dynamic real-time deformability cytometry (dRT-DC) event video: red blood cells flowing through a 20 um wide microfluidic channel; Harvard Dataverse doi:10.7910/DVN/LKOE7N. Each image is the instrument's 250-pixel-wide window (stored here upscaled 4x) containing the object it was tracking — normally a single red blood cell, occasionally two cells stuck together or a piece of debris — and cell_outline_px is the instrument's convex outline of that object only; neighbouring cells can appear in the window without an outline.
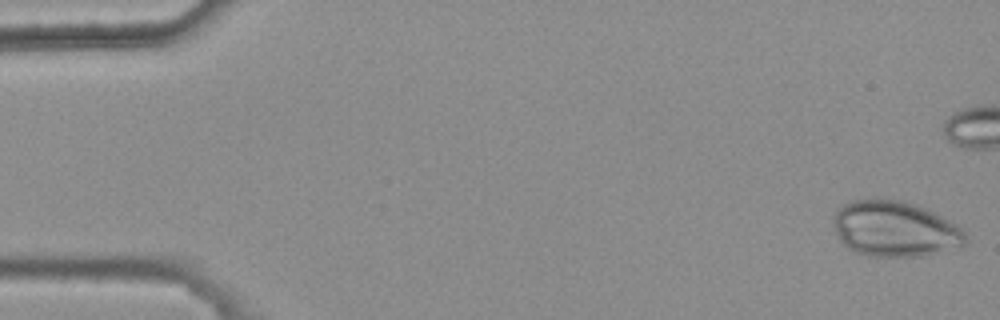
{"species": "common noctule bat (a hibernating species)", "species_latin": "Nyctalus noctula", "temperature_condition": "warm", "stored_images_in_passage": 4, "camera_frame_rate_fps": 3000, "um_per_image_px": 0.085, "animal": {"sex": "female", "body_mass_g": 25.1}, "frame": {"image": 1, "passage_image": 1, "time_ms": 0.0, "image_size_px": [1000, 320], "cell_outline_px": [[968, 240], [964, 244], [924, 256], [868, 256], [852, 252], [840, 240], [832, 224], [832, 216], [844, 204], [852, 200], [880, 196], [904, 200], [928, 208], [956, 224], [964, 232]], "centroid_in_image_um": [76.02, 19.41], "position_along_channel_um": 9.0, "area_um2": 43.58}}